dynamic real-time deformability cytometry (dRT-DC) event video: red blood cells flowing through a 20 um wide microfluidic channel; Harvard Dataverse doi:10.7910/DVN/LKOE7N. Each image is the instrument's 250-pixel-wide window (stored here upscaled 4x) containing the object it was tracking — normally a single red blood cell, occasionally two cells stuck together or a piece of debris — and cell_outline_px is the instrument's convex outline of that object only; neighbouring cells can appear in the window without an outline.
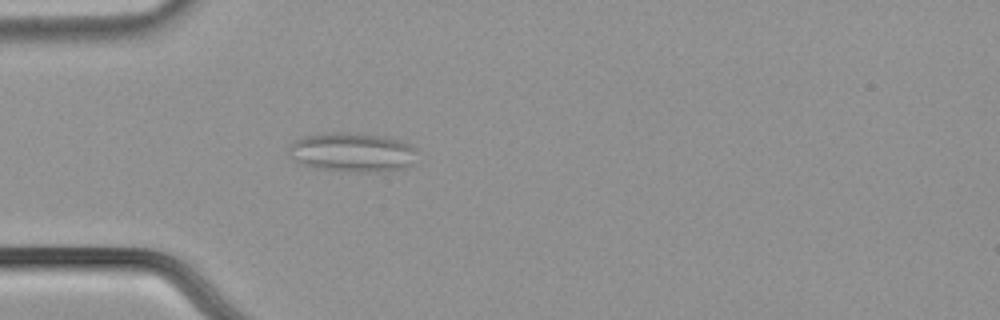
{"species": "common noctule bat (a hibernating species)", "species_latin": "Nyctalus noctula", "temperature_condition": "cold", "stored_images_in_passage": 57, "segment_of_instrument_passage": [1, 2], "camera_frame_rate_fps": 3000, "um_per_image_px": 0.085, "animal": {"sex": "male", "body_mass_g": 21.5, "forearm_length_mm": 52.0}, "frame": {"image": 1, "passage_image": 17, "time_ms": 5.333, "image_size_px": [1000, 320], "cell_outline_px": [[416, 148], [412, 164], [404, 168], [380, 172], [356, 172], [316, 168], [296, 164], [288, 156], [288, 148], [296, 140], [304, 136], [332, 132], [344, 132], [380, 136], [400, 140]], "centroid_in_image_um": [29.88, 12.96], "position_along_channel_um": 55.1, "area_um2": 29.48}}